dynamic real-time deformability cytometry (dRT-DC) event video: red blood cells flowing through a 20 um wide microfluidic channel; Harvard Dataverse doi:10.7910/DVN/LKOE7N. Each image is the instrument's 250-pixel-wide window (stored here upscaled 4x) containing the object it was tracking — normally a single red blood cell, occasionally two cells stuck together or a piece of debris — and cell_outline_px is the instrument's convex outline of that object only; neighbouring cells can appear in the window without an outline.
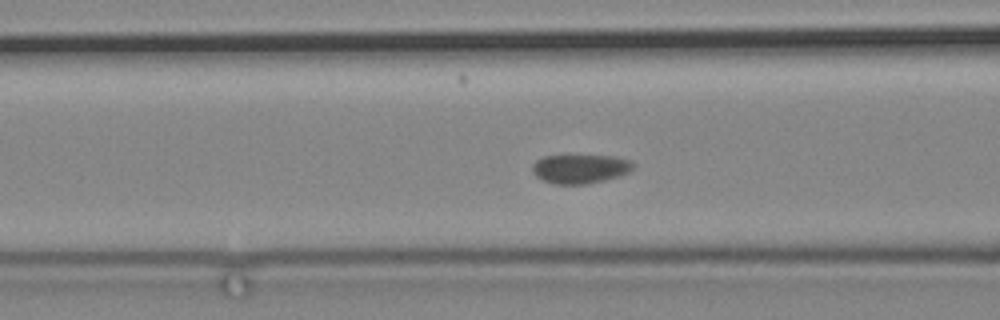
{"species": "common noctule bat (a hibernating species)", "species_latin": "Nyctalus noctula", "temperature_condition": "cold", "stored_images_in_passage": 46, "camera_frame_rate_fps": 3000, "um_per_image_px": 0.085, "animal": {"sex": "male", "body_mass_g": 19.2, "forearm_length_mm": 51.8}, "frame": {"image": 1, "passage_image": 7, "time_ms": 2.0, "image_size_px": [1000, 320], "cell_outline_px": [[632, 168], [628, 172], [604, 180], [588, 184], [552, 184], [536, 176], [532, 172], [532, 164], [536, 160], [544, 156], [616, 156], [632, 160]], "centroid_in_image_um": [49.28, 14.35], "position_along_channel_um": 117.3, "area_um2": 16.94}}
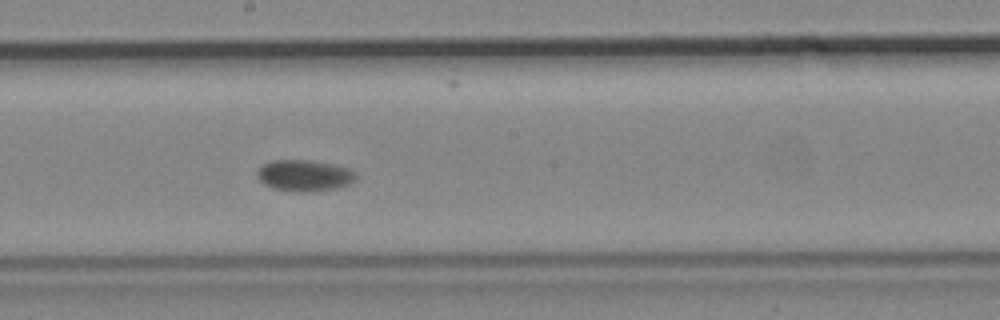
{"frame": {"image": 2, "passage_image": 17, "time_ms": 5.333, "image_size_px": [1000, 320], "cell_outline_px": [[356, 180], [340, 188], [312, 192], [296, 192], [272, 188], [264, 184], [256, 176], [256, 168], [260, 164], [272, 160], [312, 160], [332, 164], [348, 168], [356, 172]], "centroid_in_image_um": [25.84, 14.92], "position_along_channel_um": 222.4, "area_um2": 18.5}}
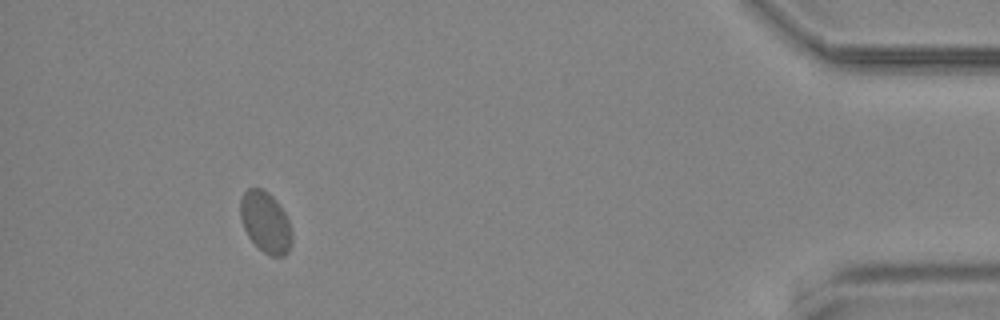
{"frame": {"image": 3, "passage_image": 41, "time_ms": 13.333, "image_size_px": [1000, 320], "cell_outline_px": [[292, 244], [288, 252], [284, 256], [272, 256], [264, 252], [248, 236], [244, 228], [240, 216], [240, 196], [248, 188], [260, 188], [268, 192], [276, 200], [284, 212], [288, 220], [292, 232]], "centroid_in_image_um": [22.57, 18.87], "position_along_channel_um": 412.6, "area_um2": 18.32}}